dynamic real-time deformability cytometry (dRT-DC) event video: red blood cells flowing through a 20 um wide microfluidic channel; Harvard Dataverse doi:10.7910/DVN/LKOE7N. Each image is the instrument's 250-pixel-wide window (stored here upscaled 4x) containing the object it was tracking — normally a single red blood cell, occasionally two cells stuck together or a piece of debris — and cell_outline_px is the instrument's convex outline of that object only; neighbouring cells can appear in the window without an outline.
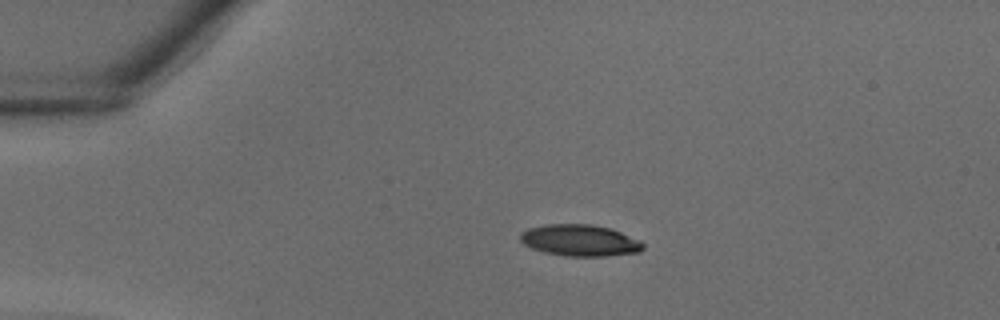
{"species": "common noctule bat (a hibernating species)", "species_latin": "Nyctalus noctula", "temperature_condition": "warm", "stored_images_in_passage": 26, "camera_frame_rate_fps": 3000, "um_per_image_px": 0.085, "animal": {"sex": "male", "body_mass_g": 18.8}, "frame": {"image": 1, "passage_image": 1, "time_ms": 0.0, "image_size_px": [1000, 320], "cell_outline_px": [[644, 248], [640, 252], [604, 256], [568, 256], [544, 252], [532, 248], [524, 244], [520, 240], [520, 232], [528, 228], [544, 224], [592, 224], [612, 228], [640, 240], [644, 244]], "centroid_in_image_um": [49.3, 20.42], "position_along_channel_um": 35.7, "area_um2": 22.72}}
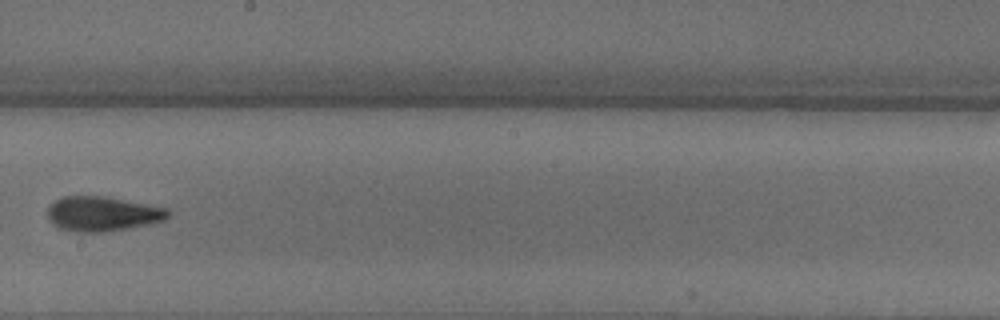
{"frame": {"image": 2, "passage_image": 15, "time_ms": 4.667, "image_size_px": [1000, 320], "cell_outline_px": [[172, 212], [164, 220], [148, 224], [128, 228], [104, 232], [80, 232], [60, 228], [52, 224], [48, 216], [48, 208], [60, 196], [104, 196], [168, 208]], "centroid_in_image_um": [8.72, 18.17], "position_along_channel_um": 239.5, "area_um2": 24.28}}
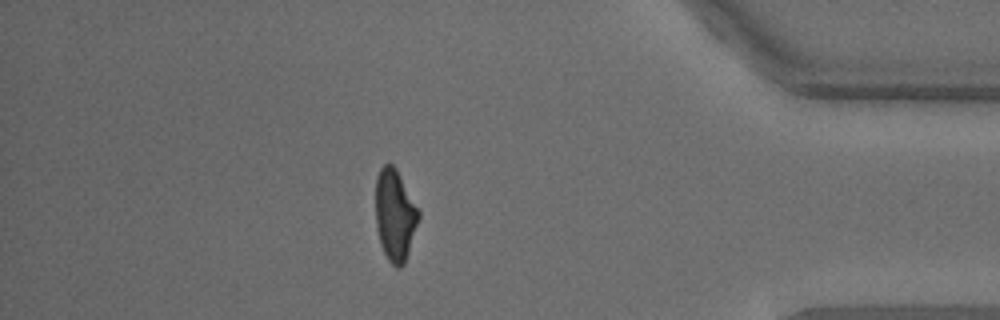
{"frame": {"image": 3, "passage_image": 26, "time_ms": 8.333, "image_size_px": [1000, 320], "cell_outline_px": [[420, 216], [404, 264], [400, 268], [396, 268], [388, 260], [380, 244], [376, 224], [376, 176], [380, 168], [384, 164], [392, 164], [396, 168], [420, 212]], "centroid_in_image_um": [33.56, 18.28], "position_along_channel_um": 401.6, "area_um2": 22.77}}